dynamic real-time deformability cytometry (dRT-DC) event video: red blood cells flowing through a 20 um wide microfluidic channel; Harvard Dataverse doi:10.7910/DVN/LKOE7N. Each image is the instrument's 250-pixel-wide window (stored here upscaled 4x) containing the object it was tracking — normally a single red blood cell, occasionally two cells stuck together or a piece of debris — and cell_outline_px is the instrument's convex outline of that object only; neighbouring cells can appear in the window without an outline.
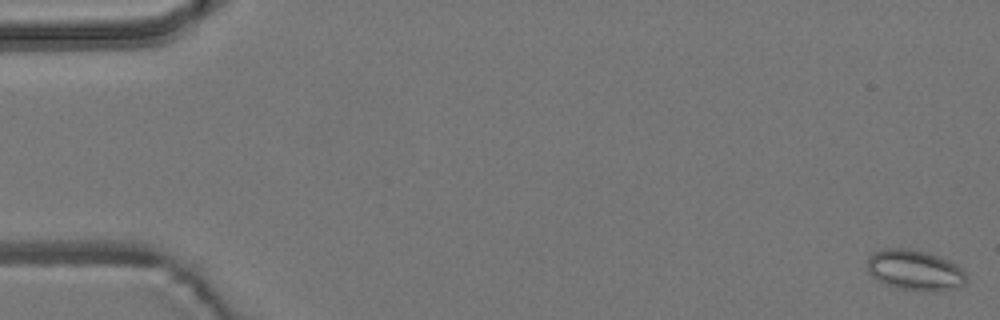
{"species": "common noctule bat (a hibernating species)", "species_latin": "Nyctalus noctula", "temperature_condition": "room temperature", "stored_images_in_passage": 31, "camera_frame_rate_fps": 3000, "um_per_image_px": 0.085, "animal": {"sex": "male", "body_mass_g": 19.2, "forearm_length_mm": 51.8}, "frame": {"image": 1, "passage_image": 1, "time_ms": 0.0, "image_size_px": [1000, 320], "cell_outline_px": [[968, 276], [964, 284], [956, 288], [940, 292], [920, 292], [900, 288], [884, 284], [872, 276], [868, 272], [868, 256], [872, 252], [884, 248], [908, 248], [928, 252], [948, 260], [956, 264]], "centroid_in_image_um": [77.77, 22.97], "position_along_channel_um": 7.2, "area_um2": 23.81}}
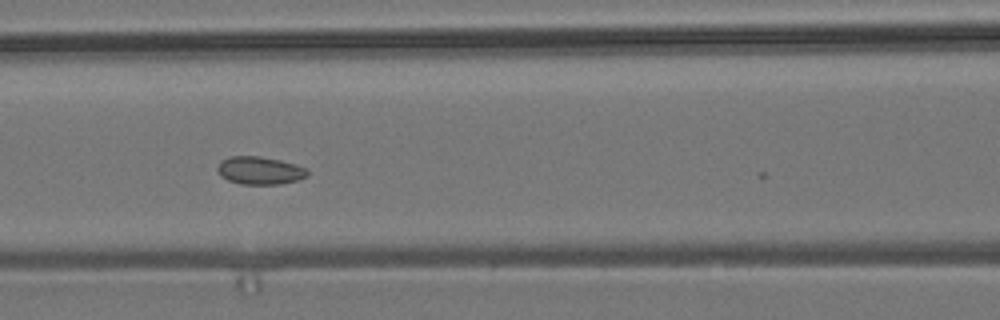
{"frame": {"image": 2, "passage_image": 24, "time_ms": 7.667, "image_size_px": [1000, 320], "cell_outline_px": [[308, 176], [300, 180], [280, 184], [240, 184], [228, 180], [220, 176], [216, 168], [220, 160], [232, 156], [260, 156], [280, 160], [296, 164], [304, 168], [308, 172]], "centroid_in_image_um": [22.07, 14.49], "position_along_channel_um": 144.5, "area_um2": 14.74}}
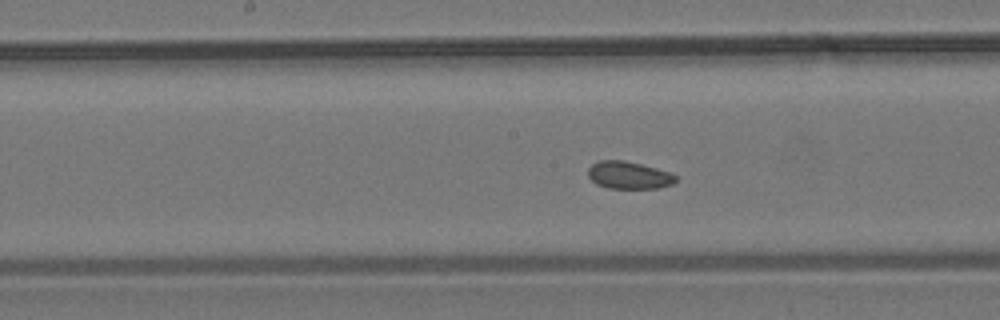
{"frame": {"image": 3, "passage_image": 28, "time_ms": 9.0, "image_size_px": [1000, 320], "cell_outline_px": [[676, 180], [672, 184], [660, 188], [608, 188], [596, 184], [588, 176], [588, 168], [592, 164], [600, 160], [624, 160], [672, 172], [676, 176]], "centroid_in_image_um": [53.45, 14.89], "position_along_channel_um": 194.7, "area_um2": 14.05}}